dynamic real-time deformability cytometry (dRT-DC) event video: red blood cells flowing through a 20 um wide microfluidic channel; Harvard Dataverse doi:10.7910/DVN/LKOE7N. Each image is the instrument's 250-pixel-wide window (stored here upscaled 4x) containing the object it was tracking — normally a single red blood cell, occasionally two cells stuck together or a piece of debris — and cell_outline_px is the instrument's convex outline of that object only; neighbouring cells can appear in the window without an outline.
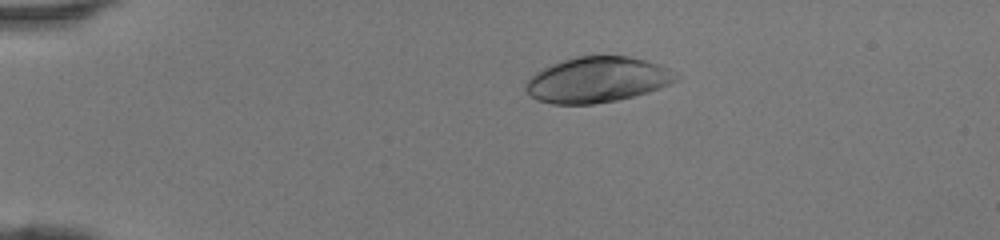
{"species": "human", "species_latin": "Homo sapiens", "temperature_condition": "room temperature", "stored_images_in_passage": 39, "camera_frame_rate_fps": 3000, "um_per_image_px": 0.085, "donor": {"sex": "female"}, "frame": {"image": 1, "passage_image": 3, "time_ms": 0.667, "image_size_px": [1000, 240], "cell_outline_px": [[680, 76], [676, 80], [660, 88], [648, 92], [616, 100], [592, 104], [552, 104], [536, 100], [524, 88], [524, 84], [536, 72], [560, 60], [576, 56], [628, 56], [648, 60]], "centroid_in_image_um": [50.72, 6.78], "position_along_channel_um": 34.3, "area_um2": 39.59}}
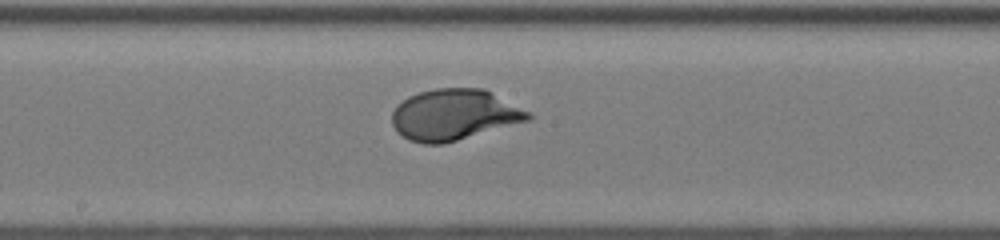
{"frame": {"image": 2, "passage_image": 19, "time_ms": 6.0, "image_size_px": [1000, 240], "cell_outline_px": [[532, 116], [528, 120], [444, 144], [424, 144], [408, 140], [396, 132], [392, 124], [392, 112], [396, 104], [408, 96], [420, 92], [436, 88], [484, 88], [532, 112]], "centroid_in_image_um": [38.58, 9.75], "position_along_channel_um": 209.6, "area_um2": 40.69}}
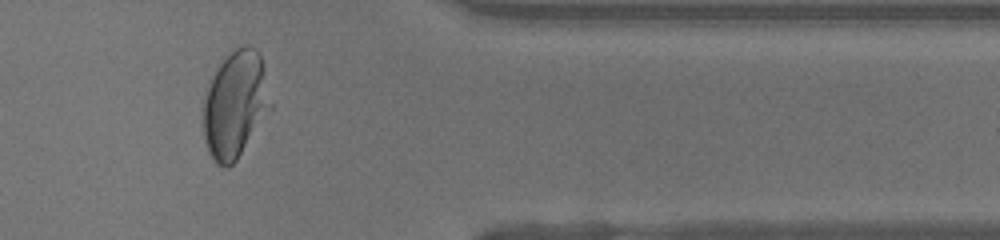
{"frame": {"image": 3, "passage_image": 32, "time_ms": 10.333, "image_size_px": [1000, 240], "cell_outline_px": [[260, 108], [244, 144], [236, 160], [228, 168], [224, 168], [216, 164], [212, 160], [208, 152], [204, 140], [204, 92], [212, 76], [220, 64], [236, 48], [244, 44], [248, 44], [256, 48], [260, 56]], "centroid_in_image_um": [19.71, 8.89], "position_along_channel_um": 391.7, "area_um2": 37.22}}